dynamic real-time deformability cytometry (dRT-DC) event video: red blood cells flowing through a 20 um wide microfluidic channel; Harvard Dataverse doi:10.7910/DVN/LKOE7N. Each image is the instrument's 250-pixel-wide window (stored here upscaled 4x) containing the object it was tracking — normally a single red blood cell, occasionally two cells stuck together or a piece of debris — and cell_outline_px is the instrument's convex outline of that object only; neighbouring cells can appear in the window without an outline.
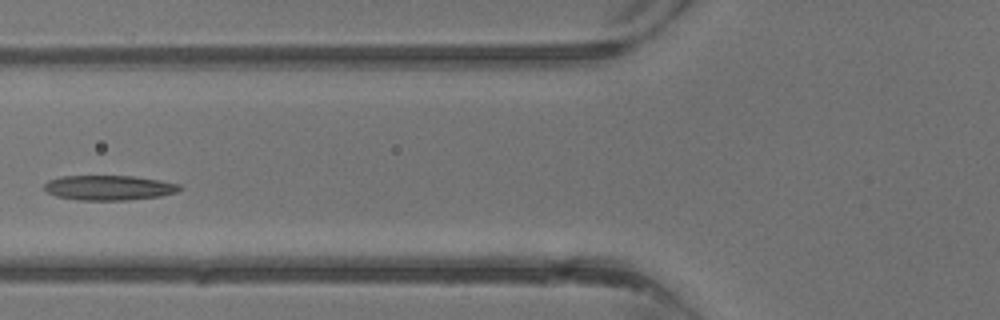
{"species": "common noctule bat (a hibernating species)", "species_latin": "Nyctalus noctula", "temperature_condition": "warm", "stored_images_in_passage": 3, "camera_frame_rate_fps": 3000, "um_per_image_px": 0.085, "animal": {"sex": "male", "body_mass_g": 13.3}, "frame": {"image": 1, "passage_image": 3, "time_ms": 2.333, "image_size_px": [1000, 320], "cell_outline_px": [[184, 188], [176, 192], [160, 196], [132, 200], [76, 200], [56, 196], [48, 192], [44, 188], [44, 184], [48, 180], [60, 176], [132, 176], [160, 180], [180, 184]], "centroid_in_image_um": [9.28, 15.96], "position_along_channel_um": 116.5, "area_um2": 19.77}}